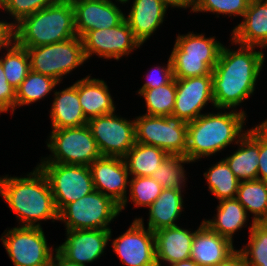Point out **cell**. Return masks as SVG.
<instances>
[{
	"label": "cell",
	"mask_w": 267,
	"mask_h": 266,
	"mask_svg": "<svg viewBox=\"0 0 267 266\" xmlns=\"http://www.w3.org/2000/svg\"><path fill=\"white\" fill-rule=\"evenodd\" d=\"M120 212L118 203L94 190L75 202L67 204L58 213V220L65 223L66 230L110 229L109 223Z\"/></svg>",
	"instance_id": "obj_8"
},
{
	"label": "cell",
	"mask_w": 267,
	"mask_h": 266,
	"mask_svg": "<svg viewBox=\"0 0 267 266\" xmlns=\"http://www.w3.org/2000/svg\"><path fill=\"white\" fill-rule=\"evenodd\" d=\"M55 257L52 258L51 264L53 266H81L74 262L69 261L65 257H63L55 248Z\"/></svg>",
	"instance_id": "obj_45"
},
{
	"label": "cell",
	"mask_w": 267,
	"mask_h": 266,
	"mask_svg": "<svg viewBox=\"0 0 267 266\" xmlns=\"http://www.w3.org/2000/svg\"><path fill=\"white\" fill-rule=\"evenodd\" d=\"M15 41L14 25L0 21V50L7 49Z\"/></svg>",
	"instance_id": "obj_42"
},
{
	"label": "cell",
	"mask_w": 267,
	"mask_h": 266,
	"mask_svg": "<svg viewBox=\"0 0 267 266\" xmlns=\"http://www.w3.org/2000/svg\"><path fill=\"white\" fill-rule=\"evenodd\" d=\"M243 18L232 30V43L266 48L267 0H251Z\"/></svg>",
	"instance_id": "obj_20"
},
{
	"label": "cell",
	"mask_w": 267,
	"mask_h": 266,
	"mask_svg": "<svg viewBox=\"0 0 267 266\" xmlns=\"http://www.w3.org/2000/svg\"><path fill=\"white\" fill-rule=\"evenodd\" d=\"M256 46L240 45L233 51L222 46L212 70L214 107L234 109L253 95L265 56Z\"/></svg>",
	"instance_id": "obj_1"
},
{
	"label": "cell",
	"mask_w": 267,
	"mask_h": 266,
	"mask_svg": "<svg viewBox=\"0 0 267 266\" xmlns=\"http://www.w3.org/2000/svg\"><path fill=\"white\" fill-rule=\"evenodd\" d=\"M129 188V200H132L136 207H149L164 189L150 176L131 177Z\"/></svg>",
	"instance_id": "obj_36"
},
{
	"label": "cell",
	"mask_w": 267,
	"mask_h": 266,
	"mask_svg": "<svg viewBox=\"0 0 267 266\" xmlns=\"http://www.w3.org/2000/svg\"><path fill=\"white\" fill-rule=\"evenodd\" d=\"M213 266H246L244 256L239 250H236L225 261L217 263Z\"/></svg>",
	"instance_id": "obj_43"
},
{
	"label": "cell",
	"mask_w": 267,
	"mask_h": 266,
	"mask_svg": "<svg viewBox=\"0 0 267 266\" xmlns=\"http://www.w3.org/2000/svg\"><path fill=\"white\" fill-rule=\"evenodd\" d=\"M113 251L126 266H158L154 232L135 218L129 229L112 242Z\"/></svg>",
	"instance_id": "obj_14"
},
{
	"label": "cell",
	"mask_w": 267,
	"mask_h": 266,
	"mask_svg": "<svg viewBox=\"0 0 267 266\" xmlns=\"http://www.w3.org/2000/svg\"><path fill=\"white\" fill-rule=\"evenodd\" d=\"M15 103L16 89L8 83L0 61V113L8 112L9 109L14 112Z\"/></svg>",
	"instance_id": "obj_40"
},
{
	"label": "cell",
	"mask_w": 267,
	"mask_h": 266,
	"mask_svg": "<svg viewBox=\"0 0 267 266\" xmlns=\"http://www.w3.org/2000/svg\"><path fill=\"white\" fill-rule=\"evenodd\" d=\"M194 234L178 225L154 232L157 265L162 266L160 260L171 265L190 259Z\"/></svg>",
	"instance_id": "obj_21"
},
{
	"label": "cell",
	"mask_w": 267,
	"mask_h": 266,
	"mask_svg": "<svg viewBox=\"0 0 267 266\" xmlns=\"http://www.w3.org/2000/svg\"><path fill=\"white\" fill-rule=\"evenodd\" d=\"M75 12V28L78 37L87 32L113 28L119 25L125 14L111 0H72Z\"/></svg>",
	"instance_id": "obj_18"
},
{
	"label": "cell",
	"mask_w": 267,
	"mask_h": 266,
	"mask_svg": "<svg viewBox=\"0 0 267 266\" xmlns=\"http://www.w3.org/2000/svg\"><path fill=\"white\" fill-rule=\"evenodd\" d=\"M238 144H240V148L224 160L227 162L229 168L240 182L257 180L259 160V125L247 130V133L236 145Z\"/></svg>",
	"instance_id": "obj_23"
},
{
	"label": "cell",
	"mask_w": 267,
	"mask_h": 266,
	"mask_svg": "<svg viewBox=\"0 0 267 266\" xmlns=\"http://www.w3.org/2000/svg\"><path fill=\"white\" fill-rule=\"evenodd\" d=\"M209 191L220 200L234 199L236 197L240 181L223 159L211 166L204 173Z\"/></svg>",
	"instance_id": "obj_30"
},
{
	"label": "cell",
	"mask_w": 267,
	"mask_h": 266,
	"mask_svg": "<svg viewBox=\"0 0 267 266\" xmlns=\"http://www.w3.org/2000/svg\"><path fill=\"white\" fill-rule=\"evenodd\" d=\"M214 106L212 75L176 79V98L172 115L185 122L197 119L208 104Z\"/></svg>",
	"instance_id": "obj_16"
},
{
	"label": "cell",
	"mask_w": 267,
	"mask_h": 266,
	"mask_svg": "<svg viewBox=\"0 0 267 266\" xmlns=\"http://www.w3.org/2000/svg\"><path fill=\"white\" fill-rule=\"evenodd\" d=\"M168 155L159 147L136 142L123 159L130 176L141 177L153 174Z\"/></svg>",
	"instance_id": "obj_28"
},
{
	"label": "cell",
	"mask_w": 267,
	"mask_h": 266,
	"mask_svg": "<svg viewBox=\"0 0 267 266\" xmlns=\"http://www.w3.org/2000/svg\"><path fill=\"white\" fill-rule=\"evenodd\" d=\"M150 72L151 73H148V75H146L148 77V81H146V83L143 84V86L139 90L154 89L161 85H166L174 78L170 57L168 59V64L165 68L164 66H158L153 68V70ZM154 75H156V77Z\"/></svg>",
	"instance_id": "obj_39"
},
{
	"label": "cell",
	"mask_w": 267,
	"mask_h": 266,
	"mask_svg": "<svg viewBox=\"0 0 267 266\" xmlns=\"http://www.w3.org/2000/svg\"><path fill=\"white\" fill-rule=\"evenodd\" d=\"M138 94L145 99L147 113L151 116L172 115L176 98V79L154 89L139 90Z\"/></svg>",
	"instance_id": "obj_32"
},
{
	"label": "cell",
	"mask_w": 267,
	"mask_h": 266,
	"mask_svg": "<svg viewBox=\"0 0 267 266\" xmlns=\"http://www.w3.org/2000/svg\"><path fill=\"white\" fill-rule=\"evenodd\" d=\"M246 120L244 111L206 113L187 122V149L185 157L191 162L221 152L232 142L237 144L247 133L243 132Z\"/></svg>",
	"instance_id": "obj_3"
},
{
	"label": "cell",
	"mask_w": 267,
	"mask_h": 266,
	"mask_svg": "<svg viewBox=\"0 0 267 266\" xmlns=\"http://www.w3.org/2000/svg\"><path fill=\"white\" fill-rule=\"evenodd\" d=\"M60 0H0V8L11 14L13 25L15 26L23 18L32 15L33 13L52 6Z\"/></svg>",
	"instance_id": "obj_38"
},
{
	"label": "cell",
	"mask_w": 267,
	"mask_h": 266,
	"mask_svg": "<svg viewBox=\"0 0 267 266\" xmlns=\"http://www.w3.org/2000/svg\"><path fill=\"white\" fill-rule=\"evenodd\" d=\"M233 243L210 229L203 221L195 230L190 259L199 266H213L225 261L236 249Z\"/></svg>",
	"instance_id": "obj_19"
},
{
	"label": "cell",
	"mask_w": 267,
	"mask_h": 266,
	"mask_svg": "<svg viewBox=\"0 0 267 266\" xmlns=\"http://www.w3.org/2000/svg\"><path fill=\"white\" fill-rule=\"evenodd\" d=\"M47 147L52 156L40 163H59L89 166L101 157L89 126L52 129Z\"/></svg>",
	"instance_id": "obj_6"
},
{
	"label": "cell",
	"mask_w": 267,
	"mask_h": 266,
	"mask_svg": "<svg viewBox=\"0 0 267 266\" xmlns=\"http://www.w3.org/2000/svg\"><path fill=\"white\" fill-rule=\"evenodd\" d=\"M46 175L58 213L69 203L92 193L94 182L89 166L39 163Z\"/></svg>",
	"instance_id": "obj_10"
},
{
	"label": "cell",
	"mask_w": 267,
	"mask_h": 266,
	"mask_svg": "<svg viewBox=\"0 0 267 266\" xmlns=\"http://www.w3.org/2000/svg\"><path fill=\"white\" fill-rule=\"evenodd\" d=\"M51 106L52 129L80 127L87 124L78 97V81L72 86L56 91Z\"/></svg>",
	"instance_id": "obj_24"
},
{
	"label": "cell",
	"mask_w": 267,
	"mask_h": 266,
	"mask_svg": "<svg viewBox=\"0 0 267 266\" xmlns=\"http://www.w3.org/2000/svg\"><path fill=\"white\" fill-rule=\"evenodd\" d=\"M215 219L203 220L210 229L233 243V235L247 223V212L236 199L219 201Z\"/></svg>",
	"instance_id": "obj_27"
},
{
	"label": "cell",
	"mask_w": 267,
	"mask_h": 266,
	"mask_svg": "<svg viewBox=\"0 0 267 266\" xmlns=\"http://www.w3.org/2000/svg\"><path fill=\"white\" fill-rule=\"evenodd\" d=\"M249 229V242L239 250L246 266H267V223L252 221Z\"/></svg>",
	"instance_id": "obj_35"
},
{
	"label": "cell",
	"mask_w": 267,
	"mask_h": 266,
	"mask_svg": "<svg viewBox=\"0 0 267 266\" xmlns=\"http://www.w3.org/2000/svg\"><path fill=\"white\" fill-rule=\"evenodd\" d=\"M119 3L123 4V3H126V2H129V0H117Z\"/></svg>",
	"instance_id": "obj_47"
},
{
	"label": "cell",
	"mask_w": 267,
	"mask_h": 266,
	"mask_svg": "<svg viewBox=\"0 0 267 266\" xmlns=\"http://www.w3.org/2000/svg\"><path fill=\"white\" fill-rule=\"evenodd\" d=\"M81 39L86 59L96 54L101 58L119 60L142 46L125 19L113 28L89 31Z\"/></svg>",
	"instance_id": "obj_13"
},
{
	"label": "cell",
	"mask_w": 267,
	"mask_h": 266,
	"mask_svg": "<svg viewBox=\"0 0 267 266\" xmlns=\"http://www.w3.org/2000/svg\"><path fill=\"white\" fill-rule=\"evenodd\" d=\"M170 266H199V265L192 259H188V260L173 263Z\"/></svg>",
	"instance_id": "obj_46"
},
{
	"label": "cell",
	"mask_w": 267,
	"mask_h": 266,
	"mask_svg": "<svg viewBox=\"0 0 267 266\" xmlns=\"http://www.w3.org/2000/svg\"><path fill=\"white\" fill-rule=\"evenodd\" d=\"M24 48L29 56L30 70L50 76L59 83L65 74L87 60L82 39L78 36L58 43Z\"/></svg>",
	"instance_id": "obj_7"
},
{
	"label": "cell",
	"mask_w": 267,
	"mask_h": 266,
	"mask_svg": "<svg viewBox=\"0 0 267 266\" xmlns=\"http://www.w3.org/2000/svg\"><path fill=\"white\" fill-rule=\"evenodd\" d=\"M87 125L101 156L123 158L136 143L135 121L114 113L92 118Z\"/></svg>",
	"instance_id": "obj_12"
},
{
	"label": "cell",
	"mask_w": 267,
	"mask_h": 266,
	"mask_svg": "<svg viewBox=\"0 0 267 266\" xmlns=\"http://www.w3.org/2000/svg\"><path fill=\"white\" fill-rule=\"evenodd\" d=\"M59 84L54 78L41 73L29 71L27 77L16 89V107L29 105L46 97Z\"/></svg>",
	"instance_id": "obj_31"
},
{
	"label": "cell",
	"mask_w": 267,
	"mask_h": 266,
	"mask_svg": "<svg viewBox=\"0 0 267 266\" xmlns=\"http://www.w3.org/2000/svg\"><path fill=\"white\" fill-rule=\"evenodd\" d=\"M188 33L178 35L170 59L175 79L212 75L223 44L215 37Z\"/></svg>",
	"instance_id": "obj_5"
},
{
	"label": "cell",
	"mask_w": 267,
	"mask_h": 266,
	"mask_svg": "<svg viewBox=\"0 0 267 266\" xmlns=\"http://www.w3.org/2000/svg\"><path fill=\"white\" fill-rule=\"evenodd\" d=\"M164 5L168 8L169 6L171 7H177V8H184L186 9L187 7L190 8L191 6V12H193L194 9V0H161Z\"/></svg>",
	"instance_id": "obj_44"
},
{
	"label": "cell",
	"mask_w": 267,
	"mask_h": 266,
	"mask_svg": "<svg viewBox=\"0 0 267 266\" xmlns=\"http://www.w3.org/2000/svg\"><path fill=\"white\" fill-rule=\"evenodd\" d=\"M6 231L1 240L14 266L51 264L54 249L48 246L42 227L19 226Z\"/></svg>",
	"instance_id": "obj_11"
},
{
	"label": "cell",
	"mask_w": 267,
	"mask_h": 266,
	"mask_svg": "<svg viewBox=\"0 0 267 266\" xmlns=\"http://www.w3.org/2000/svg\"><path fill=\"white\" fill-rule=\"evenodd\" d=\"M182 190L164 188L158 198L149 206L148 228L156 232L159 229L174 227L182 213Z\"/></svg>",
	"instance_id": "obj_26"
},
{
	"label": "cell",
	"mask_w": 267,
	"mask_h": 266,
	"mask_svg": "<svg viewBox=\"0 0 267 266\" xmlns=\"http://www.w3.org/2000/svg\"><path fill=\"white\" fill-rule=\"evenodd\" d=\"M251 0H194V12H212L232 16L245 15Z\"/></svg>",
	"instance_id": "obj_37"
},
{
	"label": "cell",
	"mask_w": 267,
	"mask_h": 266,
	"mask_svg": "<svg viewBox=\"0 0 267 266\" xmlns=\"http://www.w3.org/2000/svg\"><path fill=\"white\" fill-rule=\"evenodd\" d=\"M136 142L159 147L169 155L185 157L187 122L174 115L135 118Z\"/></svg>",
	"instance_id": "obj_9"
},
{
	"label": "cell",
	"mask_w": 267,
	"mask_h": 266,
	"mask_svg": "<svg viewBox=\"0 0 267 266\" xmlns=\"http://www.w3.org/2000/svg\"><path fill=\"white\" fill-rule=\"evenodd\" d=\"M5 56L0 58L8 83L17 89L30 71L27 49L15 41L7 48Z\"/></svg>",
	"instance_id": "obj_33"
},
{
	"label": "cell",
	"mask_w": 267,
	"mask_h": 266,
	"mask_svg": "<svg viewBox=\"0 0 267 266\" xmlns=\"http://www.w3.org/2000/svg\"><path fill=\"white\" fill-rule=\"evenodd\" d=\"M112 229L66 230V240L56 250L81 266L99 259L111 238Z\"/></svg>",
	"instance_id": "obj_17"
},
{
	"label": "cell",
	"mask_w": 267,
	"mask_h": 266,
	"mask_svg": "<svg viewBox=\"0 0 267 266\" xmlns=\"http://www.w3.org/2000/svg\"><path fill=\"white\" fill-rule=\"evenodd\" d=\"M252 213L254 223H267V182L262 180L242 181L235 197Z\"/></svg>",
	"instance_id": "obj_29"
},
{
	"label": "cell",
	"mask_w": 267,
	"mask_h": 266,
	"mask_svg": "<svg viewBox=\"0 0 267 266\" xmlns=\"http://www.w3.org/2000/svg\"><path fill=\"white\" fill-rule=\"evenodd\" d=\"M258 180L267 182V119L259 124Z\"/></svg>",
	"instance_id": "obj_41"
},
{
	"label": "cell",
	"mask_w": 267,
	"mask_h": 266,
	"mask_svg": "<svg viewBox=\"0 0 267 266\" xmlns=\"http://www.w3.org/2000/svg\"><path fill=\"white\" fill-rule=\"evenodd\" d=\"M15 42L37 47L76 37L75 12L71 1L60 0L23 18L14 26Z\"/></svg>",
	"instance_id": "obj_4"
},
{
	"label": "cell",
	"mask_w": 267,
	"mask_h": 266,
	"mask_svg": "<svg viewBox=\"0 0 267 266\" xmlns=\"http://www.w3.org/2000/svg\"><path fill=\"white\" fill-rule=\"evenodd\" d=\"M167 7L161 0H134L129 15L124 17L141 45L160 27Z\"/></svg>",
	"instance_id": "obj_22"
},
{
	"label": "cell",
	"mask_w": 267,
	"mask_h": 266,
	"mask_svg": "<svg viewBox=\"0 0 267 266\" xmlns=\"http://www.w3.org/2000/svg\"><path fill=\"white\" fill-rule=\"evenodd\" d=\"M0 195L22 223L20 226L42 227V220H58L49 181L38 165L27 177H0Z\"/></svg>",
	"instance_id": "obj_2"
},
{
	"label": "cell",
	"mask_w": 267,
	"mask_h": 266,
	"mask_svg": "<svg viewBox=\"0 0 267 266\" xmlns=\"http://www.w3.org/2000/svg\"><path fill=\"white\" fill-rule=\"evenodd\" d=\"M95 190L112 198L120 205V211L128 203L127 186L129 172L121 157L101 156L89 165Z\"/></svg>",
	"instance_id": "obj_15"
},
{
	"label": "cell",
	"mask_w": 267,
	"mask_h": 266,
	"mask_svg": "<svg viewBox=\"0 0 267 266\" xmlns=\"http://www.w3.org/2000/svg\"><path fill=\"white\" fill-rule=\"evenodd\" d=\"M78 97L87 120L115 113V106L104 80L87 76L78 80Z\"/></svg>",
	"instance_id": "obj_25"
},
{
	"label": "cell",
	"mask_w": 267,
	"mask_h": 266,
	"mask_svg": "<svg viewBox=\"0 0 267 266\" xmlns=\"http://www.w3.org/2000/svg\"><path fill=\"white\" fill-rule=\"evenodd\" d=\"M188 162L191 161L182 155H168L150 177L163 188L182 190L186 179L182 164H188Z\"/></svg>",
	"instance_id": "obj_34"
}]
</instances>
